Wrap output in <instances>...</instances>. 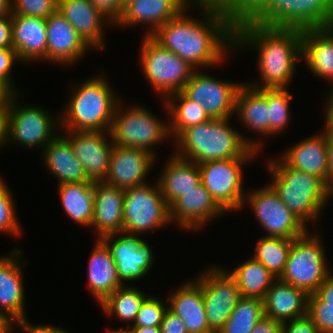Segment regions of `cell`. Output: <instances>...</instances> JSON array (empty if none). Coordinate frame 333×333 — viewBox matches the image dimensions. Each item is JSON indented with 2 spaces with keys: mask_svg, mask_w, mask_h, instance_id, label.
<instances>
[{
  "mask_svg": "<svg viewBox=\"0 0 333 333\" xmlns=\"http://www.w3.org/2000/svg\"><path fill=\"white\" fill-rule=\"evenodd\" d=\"M194 8L200 9L198 14L201 17L189 15L190 9ZM151 37L196 70L218 67L228 60L226 58L232 50L234 53V27L210 0H194L177 17L160 26Z\"/></svg>",
  "mask_w": 333,
  "mask_h": 333,
  "instance_id": "1",
  "label": "cell"
},
{
  "mask_svg": "<svg viewBox=\"0 0 333 333\" xmlns=\"http://www.w3.org/2000/svg\"><path fill=\"white\" fill-rule=\"evenodd\" d=\"M245 48L257 53V72L261 80H251L246 83L248 86L255 89L289 88L296 67L302 62L300 29L242 23L234 28V51L239 53Z\"/></svg>",
  "mask_w": 333,
  "mask_h": 333,
  "instance_id": "2",
  "label": "cell"
},
{
  "mask_svg": "<svg viewBox=\"0 0 333 333\" xmlns=\"http://www.w3.org/2000/svg\"><path fill=\"white\" fill-rule=\"evenodd\" d=\"M231 118L213 119L185 129L172 143L173 153L182 159L202 164L232 158H256L255 139L230 127ZM230 123V124H229Z\"/></svg>",
  "mask_w": 333,
  "mask_h": 333,
  "instance_id": "3",
  "label": "cell"
},
{
  "mask_svg": "<svg viewBox=\"0 0 333 333\" xmlns=\"http://www.w3.org/2000/svg\"><path fill=\"white\" fill-rule=\"evenodd\" d=\"M108 81L101 72L71 86L68 102L59 116L61 131L110 132L116 107L122 99Z\"/></svg>",
  "mask_w": 333,
  "mask_h": 333,
  "instance_id": "4",
  "label": "cell"
},
{
  "mask_svg": "<svg viewBox=\"0 0 333 333\" xmlns=\"http://www.w3.org/2000/svg\"><path fill=\"white\" fill-rule=\"evenodd\" d=\"M266 161V171L271 177L268 185L297 218L307 227L308 223L313 227L330 201L324 182L317 176L289 167L280 157L269 156Z\"/></svg>",
  "mask_w": 333,
  "mask_h": 333,
  "instance_id": "5",
  "label": "cell"
},
{
  "mask_svg": "<svg viewBox=\"0 0 333 333\" xmlns=\"http://www.w3.org/2000/svg\"><path fill=\"white\" fill-rule=\"evenodd\" d=\"M122 100L118 103L110 129L112 142L116 146L140 148L150 152L157 158L155 145L171 141L169 131V113L167 122L161 120L144 105L132 106L124 104ZM170 139V140H169ZM154 147V148H153Z\"/></svg>",
  "mask_w": 333,
  "mask_h": 333,
  "instance_id": "6",
  "label": "cell"
},
{
  "mask_svg": "<svg viewBox=\"0 0 333 333\" xmlns=\"http://www.w3.org/2000/svg\"><path fill=\"white\" fill-rule=\"evenodd\" d=\"M20 97V93L12 94L7 104L5 146L14 144L27 149L40 148L42 153L44 147L58 134L55 131L60 130L59 114L52 115L41 105H26L24 102L23 105Z\"/></svg>",
  "mask_w": 333,
  "mask_h": 333,
  "instance_id": "7",
  "label": "cell"
},
{
  "mask_svg": "<svg viewBox=\"0 0 333 333\" xmlns=\"http://www.w3.org/2000/svg\"><path fill=\"white\" fill-rule=\"evenodd\" d=\"M320 237L310 229L294 239L284 272L279 277L308 295L314 294L333 271Z\"/></svg>",
  "mask_w": 333,
  "mask_h": 333,
  "instance_id": "8",
  "label": "cell"
},
{
  "mask_svg": "<svg viewBox=\"0 0 333 333\" xmlns=\"http://www.w3.org/2000/svg\"><path fill=\"white\" fill-rule=\"evenodd\" d=\"M143 36L139 64L149 84L165 100L169 95L182 91L196 69L151 36Z\"/></svg>",
  "mask_w": 333,
  "mask_h": 333,
  "instance_id": "9",
  "label": "cell"
},
{
  "mask_svg": "<svg viewBox=\"0 0 333 333\" xmlns=\"http://www.w3.org/2000/svg\"><path fill=\"white\" fill-rule=\"evenodd\" d=\"M170 224V207L157 181L124 190L123 231L144 235Z\"/></svg>",
  "mask_w": 333,
  "mask_h": 333,
  "instance_id": "10",
  "label": "cell"
},
{
  "mask_svg": "<svg viewBox=\"0 0 333 333\" xmlns=\"http://www.w3.org/2000/svg\"><path fill=\"white\" fill-rule=\"evenodd\" d=\"M250 190V191H249ZM248 205L264 231L263 236L296 239L309 228L282 202L273 189L264 184L246 191L243 208ZM245 206V207H244Z\"/></svg>",
  "mask_w": 333,
  "mask_h": 333,
  "instance_id": "11",
  "label": "cell"
},
{
  "mask_svg": "<svg viewBox=\"0 0 333 333\" xmlns=\"http://www.w3.org/2000/svg\"><path fill=\"white\" fill-rule=\"evenodd\" d=\"M256 158H232L198 164L201 183L227 212L243 209L246 191L243 185L244 165Z\"/></svg>",
  "mask_w": 333,
  "mask_h": 333,
  "instance_id": "12",
  "label": "cell"
},
{
  "mask_svg": "<svg viewBox=\"0 0 333 333\" xmlns=\"http://www.w3.org/2000/svg\"><path fill=\"white\" fill-rule=\"evenodd\" d=\"M195 279L202 286L209 329L218 333L242 297L236 280L223 266L208 265Z\"/></svg>",
  "mask_w": 333,
  "mask_h": 333,
  "instance_id": "13",
  "label": "cell"
},
{
  "mask_svg": "<svg viewBox=\"0 0 333 333\" xmlns=\"http://www.w3.org/2000/svg\"><path fill=\"white\" fill-rule=\"evenodd\" d=\"M140 236L122 231L101 238L110 249L118 277L124 286L125 282L127 286V283L143 279L155 263L152 245Z\"/></svg>",
  "mask_w": 333,
  "mask_h": 333,
  "instance_id": "14",
  "label": "cell"
},
{
  "mask_svg": "<svg viewBox=\"0 0 333 333\" xmlns=\"http://www.w3.org/2000/svg\"><path fill=\"white\" fill-rule=\"evenodd\" d=\"M244 82L217 79L213 75L196 70L182 92L200 104L213 119L232 118L235 115L236 96Z\"/></svg>",
  "mask_w": 333,
  "mask_h": 333,
  "instance_id": "15",
  "label": "cell"
},
{
  "mask_svg": "<svg viewBox=\"0 0 333 333\" xmlns=\"http://www.w3.org/2000/svg\"><path fill=\"white\" fill-rule=\"evenodd\" d=\"M70 140L74 154L84 167L87 177L93 182L105 180L114 148L110 132L62 131Z\"/></svg>",
  "mask_w": 333,
  "mask_h": 333,
  "instance_id": "16",
  "label": "cell"
},
{
  "mask_svg": "<svg viewBox=\"0 0 333 333\" xmlns=\"http://www.w3.org/2000/svg\"><path fill=\"white\" fill-rule=\"evenodd\" d=\"M227 212L216 202L202 183L179 197L170 206L171 223L180 229L197 232L206 227L207 222L218 219ZM222 215V216H221Z\"/></svg>",
  "mask_w": 333,
  "mask_h": 333,
  "instance_id": "17",
  "label": "cell"
},
{
  "mask_svg": "<svg viewBox=\"0 0 333 333\" xmlns=\"http://www.w3.org/2000/svg\"><path fill=\"white\" fill-rule=\"evenodd\" d=\"M156 159L146 150L114 145L108 174L103 182L123 189L145 185Z\"/></svg>",
  "mask_w": 333,
  "mask_h": 333,
  "instance_id": "18",
  "label": "cell"
},
{
  "mask_svg": "<svg viewBox=\"0 0 333 333\" xmlns=\"http://www.w3.org/2000/svg\"><path fill=\"white\" fill-rule=\"evenodd\" d=\"M46 29L47 64L71 66L93 50L57 10L46 19Z\"/></svg>",
  "mask_w": 333,
  "mask_h": 333,
  "instance_id": "19",
  "label": "cell"
},
{
  "mask_svg": "<svg viewBox=\"0 0 333 333\" xmlns=\"http://www.w3.org/2000/svg\"><path fill=\"white\" fill-rule=\"evenodd\" d=\"M57 11L92 49L95 51L105 49V27L106 25L109 28L113 27L114 23L90 0H57Z\"/></svg>",
  "mask_w": 333,
  "mask_h": 333,
  "instance_id": "20",
  "label": "cell"
},
{
  "mask_svg": "<svg viewBox=\"0 0 333 333\" xmlns=\"http://www.w3.org/2000/svg\"><path fill=\"white\" fill-rule=\"evenodd\" d=\"M22 251L21 248L15 247L9 254L0 256V310L15 321L27 317L23 282L26 263L21 260Z\"/></svg>",
  "mask_w": 333,
  "mask_h": 333,
  "instance_id": "21",
  "label": "cell"
},
{
  "mask_svg": "<svg viewBox=\"0 0 333 333\" xmlns=\"http://www.w3.org/2000/svg\"><path fill=\"white\" fill-rule=\"evenodd\" d=\"M194 0H135L122 12L114 27H136L144 24L145 35L151 36L160 26L177 17Z\"/></svg>",
  "mask_w": 333,
  "mask_h": 333,
  "instance_id": "22",
  "label": "cell"
},
{
  "mask_svg": "<svg viewBox=\"0 0 333 333\" xmlns=\"http://www.w3.org/2000/svg\"><path fill=\"white\" fill-rule=\"evenodd\" d=\"M12 48L21 64L47 62L46 19L42 17L11 15Z\"/></svg>",
  "mask_w": 333,
  "mask_h": 333,
  "instance_id": "23",
  "label": "cell"
},
{
  "mask_svg": "<svg viewBox=\"0 0 333 333\" xmlns=\"http://www.w3.org/2000/svg\"><path fill=\"white\" fill-rule=\"evenodd\" d=\"M302 62L318 79L330 81L333 92V26L301 30Z\"/></svg>",
  "mask_w": 333,
  "mask_h": 333,
  "instance_id": "24",
  "label": "cell"
},
{
  "mask_svg": "<svg viewBox=\"0 0 333 333\" xmlns=\"http://www.w3.org/2000/svg\"><path fill=\"white\" fill-rule=\"evenodd\" d=\"M281 152V159L291 168L319 177L325 182L329 171L326 128L296 142Z\"/></svg>",
  "mask_w": 333,
  "mask_h": 333,
  "instance_id": "25",
  "label": "cell"
},
{
  "mask_svg": "<svg viewBox=\"0 0 333 333\" xmlns=\"http://www.w3.org/2000/svg\"><path fill=\"white\" fill-rule=\"evenodd\" d=\"M235 116L246 130L259 135L255 138V149L261 152L264 145L260 138H269L267 89H255L244 82L236 96Z\"/></svg>",
  "mask_w": 333,
  "mask_h": 333,
  "instance_id": "26",
  "label": "cell"
},
{
  "mask_svg": "<svg viewBox=\"0 0 333 333\" xmlns=\"http://www.w3.org/2000/svg\"><path fill=\"white\" fill-rule=\"evenodd\" d=\"M123 188L105 182H94V216L89 229L97 239L123 231Z\"/></svg>",
  "mask_w": 333,
  "mask_h": 333,
  "instance_id": "27",
  "label": "cell"
},
{
  "mask_svg": "<svg viewBox=\"0 0 333 333\" xmlns=\"http://www.w3.org/2000/svg\"><path fill=\"white\" fill-rule=\"evenodd\" d=\"M189 280L167 296L168 308L183 320L188 333H213L206 319L202 286L195 278Z\"/></svg>",
  "mask_w": 333,
  "mask_h": 333,
  "instance_id": "28",
  "label": "cell"
},
{
  "mask_svg": "<svg viewBox=\"0 0 333 333\" xmlns=\"http://www.w3.org/2000/svg\"><path fill=\"white\" fill-rule=\"evenodd\" d=\"M42 162L46 170L62 183L93 182L88 177L83 165L74 154L70 140L59 131L44 147Z\"/></svg>",
  "mask_w": 333,
  "mask_h": 333,
  "instance_id": "29",
  "label": "cell"
},
{
  "mask_svg": "<svg viewBox=\"0 0 333 333\" xmlns=\"http://www.w3.org/2000/svg\"><path fill=\"white\" fill-rule=\"evenodd\" d=\"M87 265L89 293L100 304L116 289L124 286L118 277L116 263L110 249L101 239H95Z\"/></svg>",
  "mask_w": 333,
  "mask_h": 333,
  "instance_id": "30",
  "label": "cell"
},
{
  "mask_svg": "<svg viewBox=\"0 0 333 333\" xmlns=\"http://www.w3.org/2000/svg\"><path fill=\"white\" fill-rule=\"evenodd\" d=\"M309 295L297 287L277 278L267 290L264 315L279 322H286L307 315Z\"/></svg>",
  "mask_w": 333,
  "mask_h": 333,
  "instance_id": "31",
  "label": "cell"
},
{
  "mask_svg": "<svg viewBox=\"0 0 333 333\" xmlns=\"http://www.w3.org/2000/svg\"><path fill=\"white\" fill-rule=\"evenodd\" d=\"M172 155V156H171ZM158 174V182L161 193L170 207L179 197L191 189H195L201 183L199 166L177 157L173 151Z\"/></svg>",
  "mask_w": 333,
  "mask_h": 333,
  "instance_id": "32",
  "label": "cell"
},
{
  "mask_svg": "<svg viewBox=\"0 0 333 333\" xmlns=\"http://www.w3.org/2000/svg\"><path fill=\"white\" fill-rule=\"evenodd\" d=\"M57 186L63 212L78 226L90 228L94 216V182L62 183Z\"/></svg>",
  "mask_w": 333,
  "mask_h": 333,
  "instance_id": "33",
  "label": "cell"
},
{
  "mask_svg": "<svg viewBox=\"0 0 333 333\" xmlns=\"http://www.w3.org/2000/svg\"><path fill=\"white\" fill-rule=\"evenodd\" d=\"M162 103L164 112L169 113L172 141L188 127L211 119L200 104L190 100L182 91L169 95Z\"/></svg>",
  "mask_w": 333,
  "mask_h": 333,
  "instance_id": "34",
  "label": "cell"
},
{
  "mask_svg": "<svg viewBox=\"0 0 333 333\" xmlns=\"http://www.w3.org/2000/svg\"><path fill=\"white\" fill-rule=\"evenodd\" d=\"M148 296L135 287L134 284L122 286L116 289L111 295L107 296L98 306L104 312V315L108 317H116L117 321L126 323V327L121 329H127L130 327L136 318L141 304ZM129 322V323H128ZM128 323V324H127Z\"/></svg>",
  "mask_w": 333,
  "mask_h": 333,
  "instance_id": "35",
  "label": "cell"
},
{
  "mask_svg": "<svg viewBox=\"0 0 333 333\" xmlns=\"http://www.w3.org/2000/svg\"><path fill=\"white\" fill-rule=\"evenodd\" d=\"M236 280L243 297H255L264 299L267 290L277 279L260 262L253 257L234 269H226Z\"/></svg>",
  "mask_w": 333,
  "mask_h": 333,
  "instance_id": "36",
  "label": "cell"
},
{
  "mask_svg": "<svg viewBox=\"0 0 333 333\" xmlns=\"http://www.w3.org/2000/svg\"><path fill=\"white\" fill-rule=\"evenodd\" d=\"M294 239L261 236L256 242L253 258L260 262L276 278L284 272Z\"/></svg>",
  "mask_w": 333,
  "mask_h": 333,
  "instance_id": "37",
  "label": "cell"
},
{
  "mask_svg": "<svg viewBox=\"0 0 333 333\" xmlns=\"http://www.w3.org/2000/svg\"><path fill=\"white\" fill-rule=\"evenodd\" d=\"M333 26V0H295L294 29Z\"/></svg>",
  "mask_w": 333,
  "mask_h": 333,
  "instance_id": "38",
  "label": "cell"
},
{
  "mask_svg": "<svg viewBox=\"0 0 333 333\" xmlns=\"http://www.w3.org/2000/svg\"><path fill=\"white\" fill-rule=\"evenodd\" d=\"M264 316L263 299L242 296L218 333H251Z\"/></svg>",
  "mask_w": 333,
  "mask_h": 333,
  "instance_id": "39",
  "label": "cell"
},
{
  "mask_svg": "<svg viewBox=\"0 0 333 333\" xmlns=\"http://www.w3.org/2000/svg\"><path fill=\"white\" fill-rule=\"evenodd\" d=\"M293 95L287 88L267 89V108L269 114V137L277 136L290 125L291 99Z\"/></svg>",
  "mask_w": 333,
  "mask_h": 333,
  "instance_id": "40",
  "label": "cell"
},
{
  "mask_svg": "<svg viewBox=\"0 0 333 333\" xmlns=\"http://www.w3.org/2000/svg\"><path fill=\"white\" fill-rule=\"evenodd\" d=\"M210 1L234 28L245 22H254L264 12V0Z\"/></svg>",
  "mask_w": 333,
  "mask_h": 333,
  "instance_id": "41",
  "label": "cell"
},
{
  "mask_svg": "<svg viewBox=\"0 0 333 333\" xmlns=\"http://www.w3.org/2000/svg\"><path fill=\"white\" fill-rule=\"evenodd\" d=\"M295 0H264V12L253 22L261 26L294 29Z\"/></svg>",
  "mask_w": 333,
  "mask_h": 333,
  "instance_id": "42",
  "label": "cell"
},
{
  "mask_svg": "<svg viewBox=\"0 0 333 333\" xmlns=\"http://www.w3.org/2000/svg\"><path fill=\"white\" fill-rule=\"evenodd\" d=\"M7 185V182L0 177V234L8 233V236L19 237L23 229L17 216L14 195Z\"/></svg>",
  "mask_w": 333,
  "mask_h": 333,
  "instance_id": "43",
  "label": "cell"
},
{
  "mask_svg": "<svg viewBox=\"0 0 333 333\" xmlns=\"http://www.w3.org/2000/svg\"><path fill=\"white\" fill-rule=\"evenodd\" d=\"M162 299L148 295L141 304L134 323L130 327H160L164 314L168 309L167 304L163 302L165 298Z\"/></svg>",
  "mask_w": 333,
  "mask_h": 333,
  "instance_id": "44",
  "label": "cell"
},
{
  "mask_svg": "<svg viewBox=\"0 0 333 333\" xmlns=\"http://www.w3.org/2000/svg\"><path fill=\"white\" fill-rule=\"evenodd\" d=\"M307 316L320 333H333V304H326L315 293L309 295Z\"/></svg>",
  "mask_w": 333,
  "mask_h": 333,
  "instance_id": "45",
  "label": "cell"
},
{
  "mask_svg": "<svg viewBox=\"0 0 333 333\" xmlns=\"http://www.w3.org/2000/svg\"><path fill=\"white\" fill-rule=\"evenodd\" d=\"M57 10V0H11V15L47 19Z\"/></svg>",
  "mask_w": 333,
  "mask_h": 333,
  "instance_id": "46",
  "label": "cell"
},
{
  "mask_svg": "<svg viewBox=\"0 0 333 333\" xmlns=\"http://www.w3.org/2000/svg\"><path fill=\"white\" fill-rule=\"evenodd\" d=\"M20 62L16 51L13 48H0V82H2L13 94L20 93L15 86L13 78L14 64ZM14 81V82H13Z\"/></svg>",
  "mask_w": 333,
  "mask_h": 333,
  "instance_id": "47",
  "label": "cell"
},
{
  "mask_svg": "<svg viewBox=\"0 0 333 333\" xmlns=\"http://www.w3.org/2000/svg\"><path fill=\"white\" fill-rule=\"evenodd\" d=\"M280 333H320L315 324L306 315L297 319L282 322Z\"/></svg>",
  "mask_w": 333,
  "mask_h": 333,
  "instance_id": "48",
  "label": "cell"
},
{
  "mask_svg": "<svg viewBox=\"0 0 333 333\" xmlns=\"http://www.w3.org/2000/svg\"><path fill=\"white\" fill-rule=\"evenodd\" d=\"M16 328L22 330L24 333H60L64 328L61 326L51 324H33L29 322V319L22 318L14 322Z\"/></svg>",
  "mask_w": 333,
  "mask_h": 333,
  "instance_id": "49",
  "label": "cell"
},
{
  "mask_svg": "<svg viewBox=\"0 0 333 333\" xmlns=\"http://www.w3.org/2000/svg\"><path fill=\"white\" fill-rule=\"evenodd\" d=\"M161 333H188L183 320L173 313L169 308L166 310L160 324Z\"/></svg>",
  "mask_w": 333,
  "mask_h": 333,
  "instance_id": "50",
  "label": "cell"
},
{
  "mask_svg": "<svg viewBox=\"0 0 333 333\" xmlns=\"http://www.w3.org/2000/svg\"><path fill=\"white\" fill-rule=\"evenodd\" d=\"M114 24L120 18V0H90Z\"/></svg>",
  "mask_w": 333,
  "mask_h": 333,
  "instance_id": "51",
  "label": "cell"
},
{
  "mask_svg": "<svg viewBox=\"0 0 333 333\" xmlns=\"http://www.w3.org/2000/svg\"><path fill=\"white\" fill-rule=\"evenodd\" d=\"M0 48H12L11 14L0 17Z\"/></svg>",
  "mask_w": 333,
  "mask_h": 333,
  "instance_id": "52",
  "label": "cell"
},
{
  "mask_svg": "<svg viewBox=\"0 0 333 333\" xmlns=\"http://www.w3.org/2000/svg\"><path fill=\"white\" fill-rule=\"evenodd\" d=\"M281 322L269 317H262L251 333H280Z\"/></svg>",
  "mask_w": 333,
  "mask_h": 333,
  "instance_id": "53",
  "label": "cell"
},
{
  "mask_svg": "<svg viewBox=\"0 0 333 333\" xmlns=\"http://www.w3.org/2000/svg\"><path fill=\"white\" fill-rule=\"evenodd\" d=\"M315 294L326 304H333V272L324 283L315 291Z\"/></svg>",
  "mask_w": 333,
  "mask_h": 333,
  "instance_id": "54",
  "label": "cell"
},
{
  "mask_svg": "<svg viewBox=\"0 0 333 333\" xmlns=\"http://www.w3.org/2000/svg\"><path fill=\"white\" fill-rule=\"evenodd\" d=\"M326 99L324 100L325 102V128L333 134V92H329L326 95Z\"/></svg>",
  "mask_w": 333,
  "mask_h": 333,
  "instance_id": "55",
  "label": "cell"
},
{
  "mask_svg": "<svg viewBox=\"0 0 333 333\" xmlns=\"http://www.w3.org/2000/svg\"><path fill=\"white\" fill-rule=\"evenodd\" d=\"M6 128H7V104L0 106V149L6 143ZM1 151V150H0Z\"/></svg>",
  "mask_w": 333,
  "mask_h": 333,
  "instance_id": "56",
  "label": "cell"
},
{
  "mask_svg": "<svg viewBox=\"0 0 333 333\" xmlns=\"http://www.w3.org/2000/svg\"><path fill=\"white\" fill-rule=\"evenodd\" d=\"M15 320L0 310V333H12Z\"/></svg>",
  "mask_w": 333,
  "mask_h": 333,
  "instance_id": "57",
  "label": "cell"
},
{
  "mask_svg": "<svg viewBox=\"0 0 333 333\" xmlns=\"http://www.w3.org/2000/svg\"><path fill=\"white\" fill-rule=\"evenodd\" d=\"M325 192L329 199L333 198V164L330 165L327 178L324 182Z\"/></svg>",
  "mask_w": 333,
  "mask_h": 333,
  "instance_id": "58",
  "label": "cell"
},
{
  "mask_svg": "<svg viewBox=\"0 0 333 333\" xmlns=\"http://www.w3.org/2000/svg\"><path fill=\"white\" fill-rule=\"evenodd\" d=\"M12 94L13 93L2 82H0V106L8 104Z\"/></svg>",
  "mask_w": 333,
  "mask_h": 333,
  "instance_id": "59",
  "label": "cell"
},
{
  "mask_svg": "<svg viewBox=\"0 0 333 333\" xmlns=\"http://www.w3.org/2000/svg\"><path fill=\"white\" fill-rule=\"evenodd\" d=\"M130 333H161L160 327H128Z\"/></svg>",
  "mask_w": 333,
  "mask_h": 333,
  "instance_id": "60",
  "label": "cell"
},
{
  "mask_svg": "<svg viewBox=\"0 0 333 333\" xmlns=\"http://www.w3.org/2000/svg\"><path fill=\"white\" fill-rule=\"evenodd\" d=\"M326 143L328 148L329 164H333V134L326 129Z\"/></svg>",
  "mask_w": 333,
  "mask_h": 333,
  "instance_id": "61",
  "label": "cell"
},
{
  "mask_svg": "<svg viewBox=\"0 0 333 333\" xmlns=\"http://www.w3.org/2000/svg\"><path fill=\"white\" fill-rule=\"evenodd\" d=\"M11 14V0H0V17Z\"/></svg>",
  "mask_w": 333,
  "mask_h": 333,
  "instance_id": "62",
  "label": "cell"
},
{
  "mask_svg": "<svg viewBox=\"0 0 333 333\" xmlns=\"http://www.w3.org/2000/svg\"><path fill=\"white\" fill-rule=\"evenodd\" d=\"M134 1L135 0H120V17L122 15L123 10Z\"/></svg>",
  "mask_w": 333,
  "mask_h": 333,
  "instance_id": "63",
  "label": "cell"
},
{
  "mask_svg": "<svg viewBox=\"0 0 333 333\" xmlns=\"http://www.w3.org/2000/svg\"><path fill=\"white\" fill-rule=\"evenodd\" d=\"M108 333H130L127 329H107Z\"/></svg>",
  "mask_w": 333,
  "mask_h": 333,
  "instance_id": "64",
  "label": "cell"
},
{
  "mask_svg": "<svg viewBox=\"0 0 333 333\" xmlns=\"http://www.w3.org/2000/svg\"><path fill=\"white\" fill-rule=\"evenodd\" d=\"M60 333H70V331H67L65 328Z\"/></svg>",
  "mask_w": 333,
  "mask_h": 333,
  "instance_id": "65",
  "label": "cell"
}]
</instances>
